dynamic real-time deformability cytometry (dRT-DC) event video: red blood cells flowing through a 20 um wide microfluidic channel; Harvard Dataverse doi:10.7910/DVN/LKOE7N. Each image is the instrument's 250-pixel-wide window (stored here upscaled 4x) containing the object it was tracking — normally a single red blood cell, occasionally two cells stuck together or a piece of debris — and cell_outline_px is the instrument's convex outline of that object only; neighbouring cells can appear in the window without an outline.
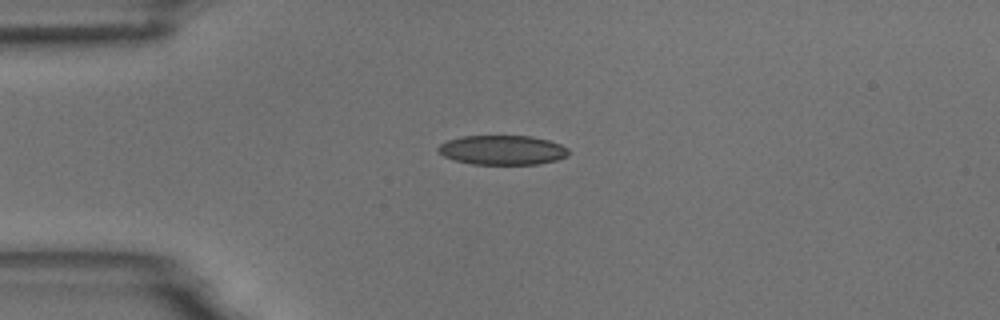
{"species": "common noctule bat (a hibernating species)", "species_latin": "Nyctalus noctula", "temperature_condition": "room temperature", "stored_images_in_passage": 14, "camera_frame_rate_fps": 3000, "um_per_image_px": 0.085, "animal": {"sex": "male", "body_mass_g": 18.8}, "frame": {"image": 1, "passage_image": 3, "time_ms": 3.333, "image_size_px": [1000, 320], "cell_outline_px": [[568, 156], [556, 160], [536, 164], [472, 164], [456, 160], [444, 156], [436, 148], [440, 144], [448, 140], [460, 136], [532, 136], [548, 140], [560, 144], [568, 148]], "centroid_in_image_um": [42.71, 12.75], "position_along_channel_um": 42.3, "area_um2": 22.31}}
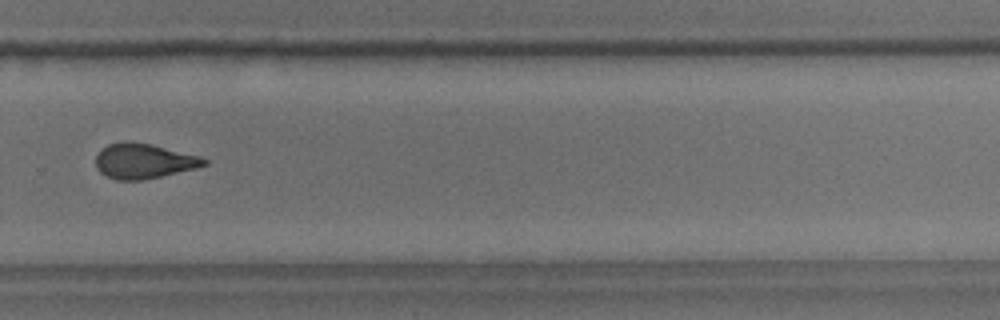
{"frame": {"image": 2, "passage_image": 10, "time_ms": 11.333, "image_size_px": [1000, 320], "cell_outline_px": [[208, 164], [196, 168], [144, 180], [116, 180], [100, 172], [96, 168], [96, 156], [100, 148], [108, 144], [124, 140], [152, 144], [200, 156], [208, 160]], "centroid_in_image_um": [12.2, 13.68], "position_along_channel_um": 317.6, "area_um2": 22.31}}
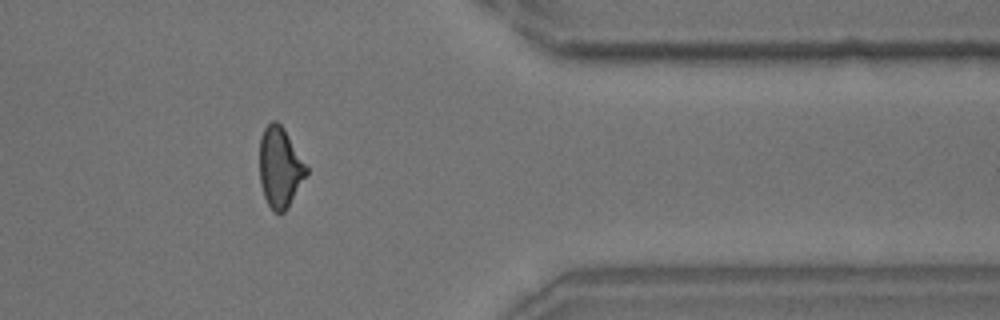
{"frame": {"image": 3, "passage_image": 12, "time_ms": 13.667, "image_size_px": [1000, 320], "cell_outline_px": [[308, 172], [288, 208], [284, 212], [276, 212], [268, 204], [264, 196], [260, 184], [260, 136], [264, 128], [272, 120], [276, 120], [284, 128], [308, 168]], "centroid_in_image_um": [23.79, 14.21], "position_along_channel_um": 387.6, "area_um2": 21.79}, "authors_computed_cell_mechanics": {"area_um2": 22.3108, "velocity_mm_per_s": 3.7148, "shape_relaxation_time_tau1_ms": 3.6854, "shape_relaxation_time_tau2_ms": 1.6689, "deformation_change_tau1": 0.1266, "deformation_change_tau2": 0.0753}}